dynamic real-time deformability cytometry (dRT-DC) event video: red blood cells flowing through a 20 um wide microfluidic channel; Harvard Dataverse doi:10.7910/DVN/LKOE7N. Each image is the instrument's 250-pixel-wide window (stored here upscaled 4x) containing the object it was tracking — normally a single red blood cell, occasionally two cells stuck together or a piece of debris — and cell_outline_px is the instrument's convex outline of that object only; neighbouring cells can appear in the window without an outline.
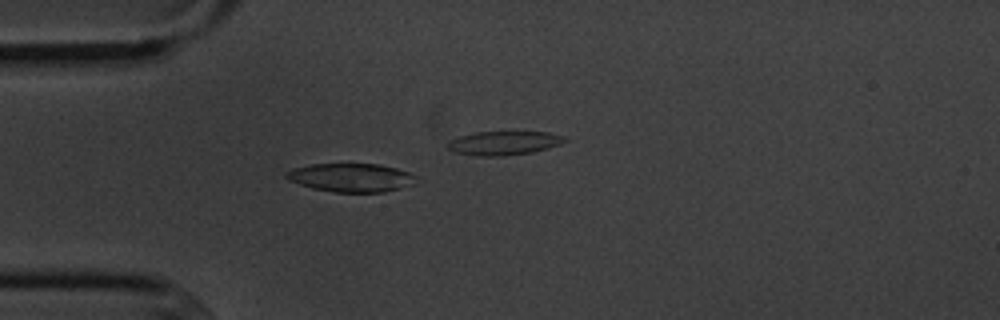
{"species": "common noctule bat (a hibernating species)", "species_latin": "Nyctalus noctula", "temperature_condition": "cold", "stored_images_in_passage": 4, "camera_frame_rate_fps": 3000, "um_per_image_px": 0.085, "animal": {"sex": "male", "body_mass_g": 20.1, "forearm_length_mm": 53.5}, "frame": {"image": 1, "passage_image": 1, "time_ms": 0.0, "image_size_px": [1000, 320], "cell_outline_px": [[416, 176], [412, 184], [384, 192], [336, 192], [312, 188], [288, 180], [284, 176], [284, 172], [292, 168], [312, 164], [380, 164], [396, 168], [408, 172]], "centroid_in_image_um": [29.78, 15.09], "position_along_channel_um": 55.2, "area_um2": 21.44}}
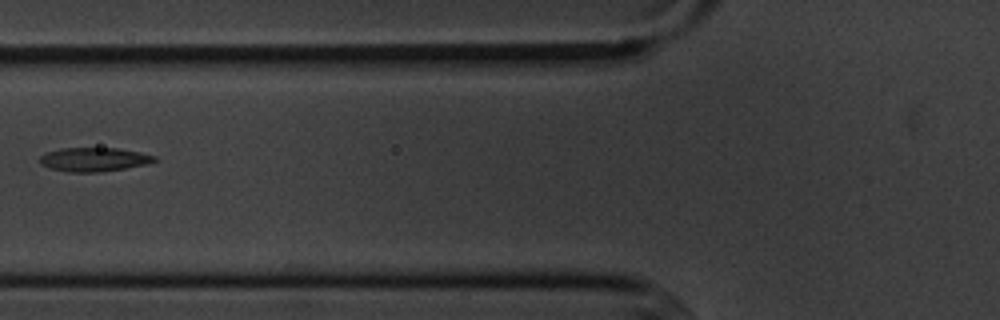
{"frame": {"image": 2, "passage_image": 3, "time_ms": 2.667, "image_size_px": [1000, 320], "cell_outline_px": [[160, 160], [148, 164], [100, 172], [68, 172], [48, 168], [40, 164], [40, 156], [44, 152], [60, 148], [116, 148], [140, 152], [156, 156]], "centroid_in_image_um": [7.98, 13.55], "position_along_channel_um": 117.8, "area_um2": 16.18}}
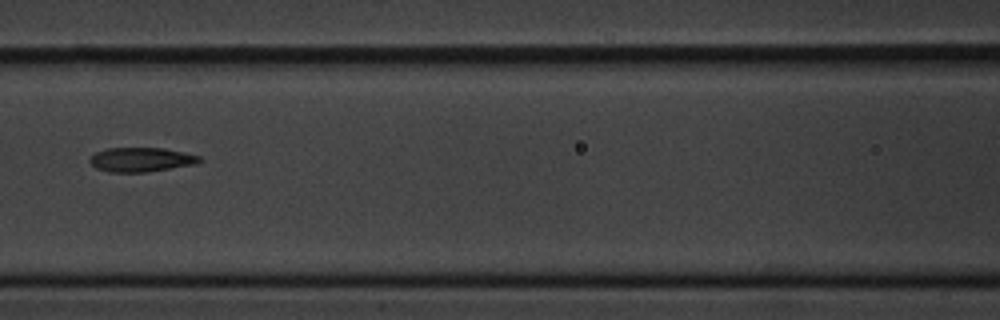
{"frame": {"image": 3, "passage_image": 4, "time_ms": 3.667, "image_size_px": [1000, 320], "cell_outline_px": [[204, 160], [196, 164], [144, 172], [108, 172], [96, 168], [88, 160], [96, 152], [108, 148], [164, 148], [184, 152], [200, 156]], "centroid_in_image_um": [12.02, 13.56], "position_along_channel_um": 154.6, "area_um2": 15.49}}